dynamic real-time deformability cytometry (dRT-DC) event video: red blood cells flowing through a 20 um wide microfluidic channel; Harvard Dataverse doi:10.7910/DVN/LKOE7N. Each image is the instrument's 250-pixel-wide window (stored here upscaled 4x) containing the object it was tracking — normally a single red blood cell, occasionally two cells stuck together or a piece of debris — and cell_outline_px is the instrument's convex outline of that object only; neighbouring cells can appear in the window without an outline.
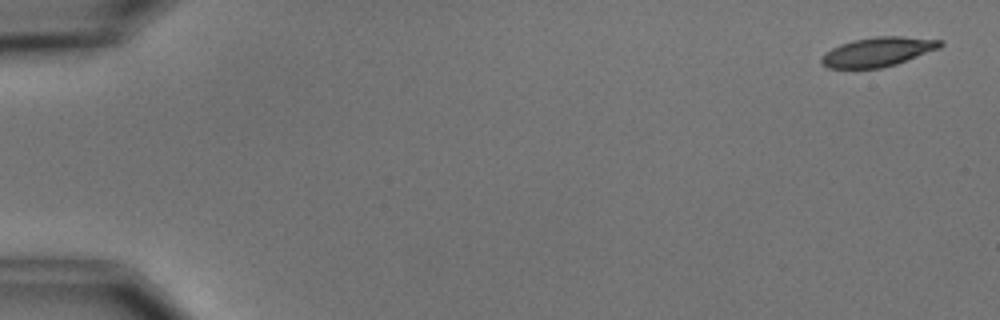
{"species": "common noctule bat (a hibernating species)", "species_latin": "Nyctalus noctula", "temperature_condition": "cold", "stored_images_in_passage": 6, "camera_frame_rate_fps": 3000, "um_per_image_px": 0.085, "animal": {"sex": "male", "body_mass_g": 15.6}, "frame": {"image": 1, "passage_image": 1, "time_ms": 0.0, "image_size_px": [1000, 320], "cell_outline_px": [[944, 44], [940, 48], [896, 64], [880, 68], [828, 68], [820, 60], [824, 52], [840, 44], [852, 40], [876, 36], [900, 36], [944, 40]], "centroid_in_image_um": [74.63, 4.39], "position_along_channel_um": 10.4, "area_um2": 20.29}}
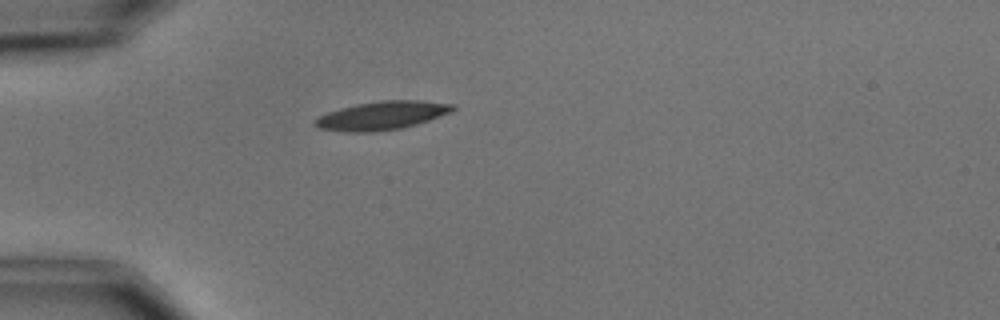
{"frame": {"image": 2, "passage_image": 5, "time_ms": 4.667, "image_size_px": [1000, 320], "cell_outline_px": [[456, 108], [452, 112], [416, 124], [400, 128], [372, 132], [344, 132], [320, 128], [312, 124], [312, 120], [328, 112], [340, 108], [356, 104], [380, 100], [420, 100], [456, 104]], "centroid_in_image_um": [32.46, 9.81], "position_along_channel_um": 52.5, "area_um2": 22.95}}